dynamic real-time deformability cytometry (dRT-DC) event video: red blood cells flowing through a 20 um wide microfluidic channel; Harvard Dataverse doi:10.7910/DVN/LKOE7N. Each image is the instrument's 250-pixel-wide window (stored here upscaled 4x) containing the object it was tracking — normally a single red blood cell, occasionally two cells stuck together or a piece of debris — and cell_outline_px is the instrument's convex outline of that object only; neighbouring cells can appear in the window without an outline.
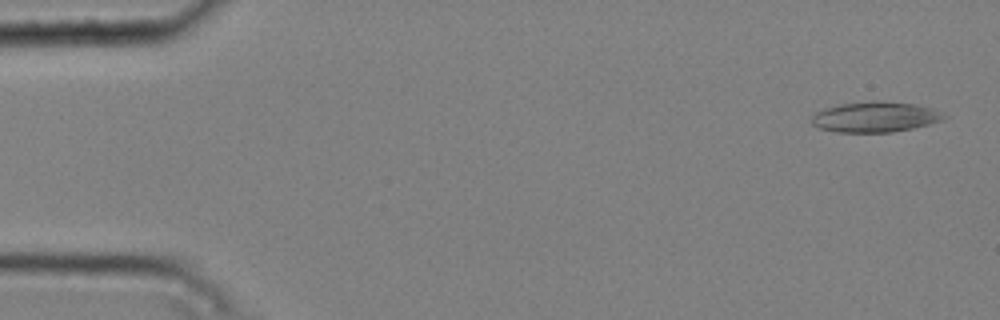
{"species": "common noctule bat (a hibernating species)", "species_latin": "Nyctalus noctula", "temperature_condition": "cold", "stored_images_in_passage": 5, "camera_frame_rate_fps": 3000, "um_per_image_px": 0.085, "animal": {"sex": "male", "body_mass_g": 20.4}, "frame": {"image": 1, "passage_image": 1, "time_ms": 0.0, "image_size_px": [1000, 320], "cell_outline_px": [[948, 116], [944, 120], [912, 128], [892, 132], [836, 132], [816, 128], [812, 124], [812, 116], [816, 112], [824, 108], [840, 104], [876, 100], [912, 104], [932, 108]], "centroid_in_image_um": [74.36, 9.94], "position_along_channel_um": 10.6, "area_um2": 23.47}}